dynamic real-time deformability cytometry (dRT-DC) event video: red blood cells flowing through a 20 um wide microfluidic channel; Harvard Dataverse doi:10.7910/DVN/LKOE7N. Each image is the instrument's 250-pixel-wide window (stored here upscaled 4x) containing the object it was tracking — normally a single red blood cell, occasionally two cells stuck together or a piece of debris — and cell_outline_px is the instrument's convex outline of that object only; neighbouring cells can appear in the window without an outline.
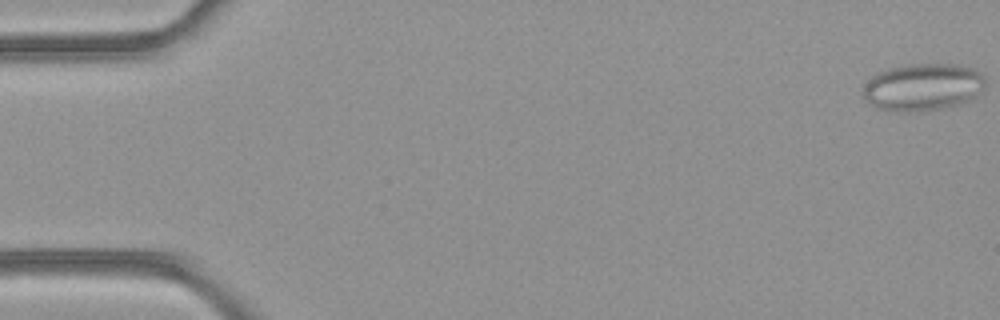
{"species": "common noctule bat (a hibernating species)", "species_latin": "Nyctalus noctula", "temperature_condition": "room temperature", "stored_images_in_passage": 52, "camera_frame_rate_fps": 3000, "um_per_image_px": 0.085, "animal": {"sex": "female", "body_mass_g": 21.9}, "frame": {"image": 1, "passage_image": 1, "time_ms": 0.0, "image_size_px": [1000, 320], "cell_outline_px": [[984, 88], [980, 92], [968, 100], [956, 104], [940, 108], [876, 108], [860, 96], [868, 80], [876, 72], [888, 68], [908, 64], [956, 64], [972, 68], [980, 72], [984, 76]], "centroid_in_image_um": [78.43, 7.33], "position_along_channel_um": 6.6, "area_um2": 32.66}}
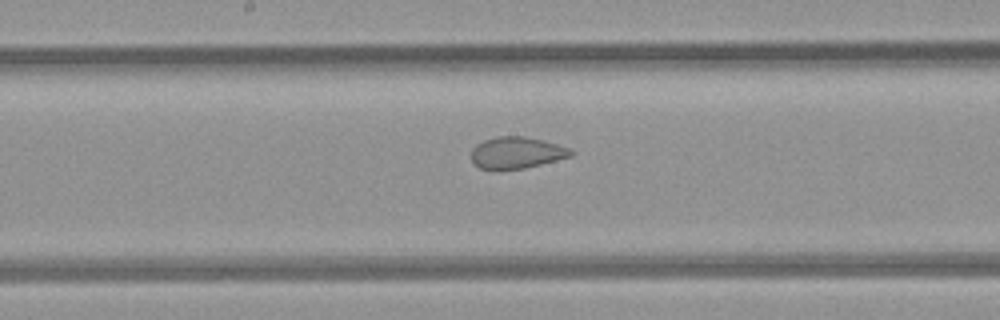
{"frame": {"image": 2, "passage_image": 27, "time_ms": 8.667, "image_size_px": [1000, 320], "cell_outline_px": [[572, 156], [524, 168], [496, 172], [492, 172], [480, 168], [472, 164], [472, 148], [476, 144], [484, 140], [496, 136], [524, 136], [556, 144], [568, 148], [572, 152]], "centroid_in_image_um": [43.81, 13.02], "position_along_channel_um": 204.4, "area_um2": 18.61}}
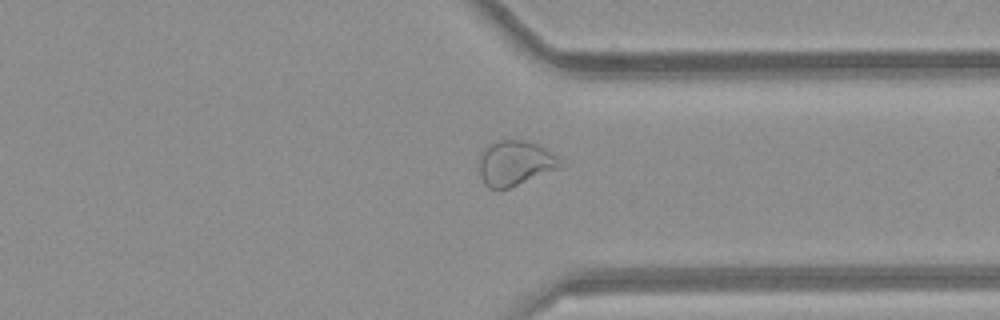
{"frame": {"image": 3, "passage_image": 39, "time_ms": 12.667, "image_size_px": [1000, 320], "cell_outline_px": [[568, 164], [560, 168], [508, 188], [488, 188], [484, 184], [480, 176], [480, 156], [484, 148], [488, 144], [496, 140], [524, 140], [536, 144], [560, 156]], "centroid_in_image_um": [43.84, 13.85], "position_along_channel_um": 367.6, "area_um2": 21.5}, "authors_computed_cell_mechanics": {"area_um2": 24.5072, "velocity_mm_per_s": 4.1186, "shape_relaxation_time_tau1_ms": null, "shape_relaxation_time_tau2_ms": 1.0013, "deformation_change_tau1": null, "deformation_change_tau2": 0.0667}}